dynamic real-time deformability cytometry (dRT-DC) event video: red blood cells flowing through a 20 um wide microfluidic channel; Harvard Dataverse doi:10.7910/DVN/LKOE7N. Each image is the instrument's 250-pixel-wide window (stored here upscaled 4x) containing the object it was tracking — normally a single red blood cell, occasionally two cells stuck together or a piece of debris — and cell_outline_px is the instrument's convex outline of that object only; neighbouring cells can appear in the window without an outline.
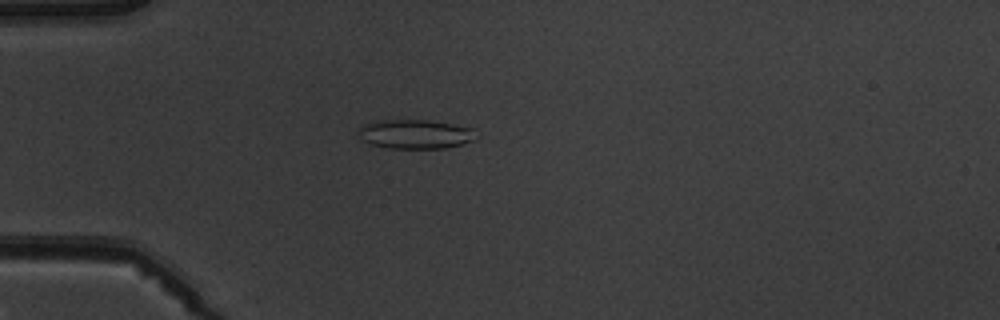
{"species": "common noctule bat (a hibernating species)", "species_latin": "Nyctalus noctula", "temperature_condition": "warm", "stored_images_in_passage": 5, "camera_frame_rate_fps": 3000, "um_per_image_px": 0.085, "animal": {"sex": "male", "body_mass_g": 19.5, "forearm_length_mm": 54.6}, "frame": {"image": 1, "passage_image": 5, "time_ms": 4.333, "image_size_px": [1000, 320], "cell_outline_px": [[476, 140], [444, 148], [388, 148], [372, 144], [364, 140], [356, 132], [364, 124], [376, 120], [428, 120], [452, 124], [472, 128]], "centroid_in_image_um": [35.27, 11.39], "position_along_channel_um": 49.7, "area_um2": 19.83}}